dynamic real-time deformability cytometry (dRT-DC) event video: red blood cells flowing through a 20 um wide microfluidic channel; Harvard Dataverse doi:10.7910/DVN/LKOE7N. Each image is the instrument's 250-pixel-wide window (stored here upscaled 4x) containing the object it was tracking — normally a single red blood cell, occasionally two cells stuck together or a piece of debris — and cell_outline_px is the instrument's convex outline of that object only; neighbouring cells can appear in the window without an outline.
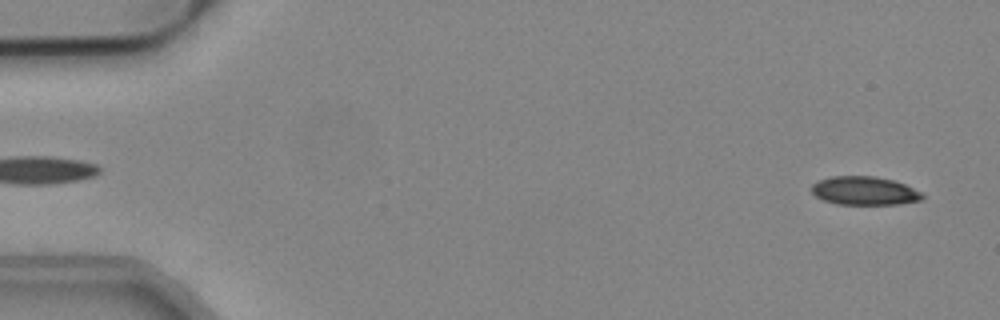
{"species": "common noctule bat (a hibernating species)", "species_latin": "Nyctalus noctula", "temperature_condition": "cold", "stored_images_in_passage": 53, "camera_frame_rate_fps": 3000, "um_per_image_px": 0.085, "animal": {"sex": "male", "body_mass_g": 19.2, "forearm_length_mm": 51.8}, "frame": {"image": 1, "passage_image": 2, "time_ms": 0.333, "image_size_px": [1000, 320], "cell_outline_px": [[924, 196], [920, 200], [900, 204], [836, 204], [824, 200], [816, 196], [812, 192], [812, 184], [816, 180], [832, 176], [876, 176], [892, 180], [904, 184], [924, 192]], "centroid_in_image_um": [73.48, 16.21], "position_along_channel_um": 11.5, "area_um2": 18.5}}
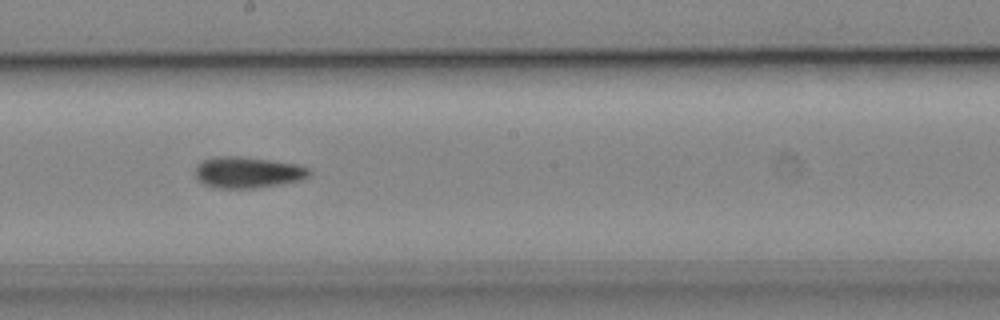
{"frame": {"image": 2, "passage_image": 29, "time_ms": 9.333, "image_size_px": [1000, 320], "cell_outline_px": [[308, 176], [300, 180], [284, 184], [252, 188], [216, 188], [204, 184], [196, 176], [196, 168], [204, 160], [216, 156], [240, 156], [296, 164], [308, 168]], "centroid_in_image_um": [21.05, 14.66], "position_along_channel_um": 227.2, "area_um2": 20.4}}
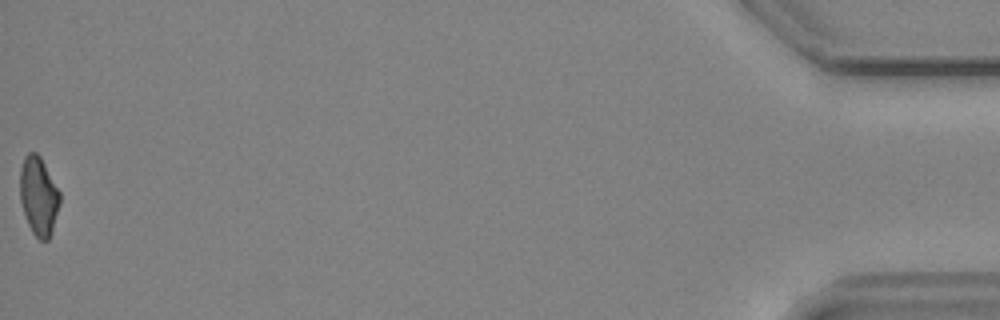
{"frame": {"image": 3, "passage_image": 53, "time_ms": 17.333, "image_size_px": [1000, 320], "cell_outline_px": [[60, 204], [52, 232], [48, 240], [40, 240], [32, 232], [28, 224], [20, 200], [20, 168], [24, 156], [28, 152], [36, 152], [40, 156], [60, 192]], "centroid_in_image_um": [3.28, 16.65], "position_along_channel_um": 431.9, "area_um2": 18.26}}